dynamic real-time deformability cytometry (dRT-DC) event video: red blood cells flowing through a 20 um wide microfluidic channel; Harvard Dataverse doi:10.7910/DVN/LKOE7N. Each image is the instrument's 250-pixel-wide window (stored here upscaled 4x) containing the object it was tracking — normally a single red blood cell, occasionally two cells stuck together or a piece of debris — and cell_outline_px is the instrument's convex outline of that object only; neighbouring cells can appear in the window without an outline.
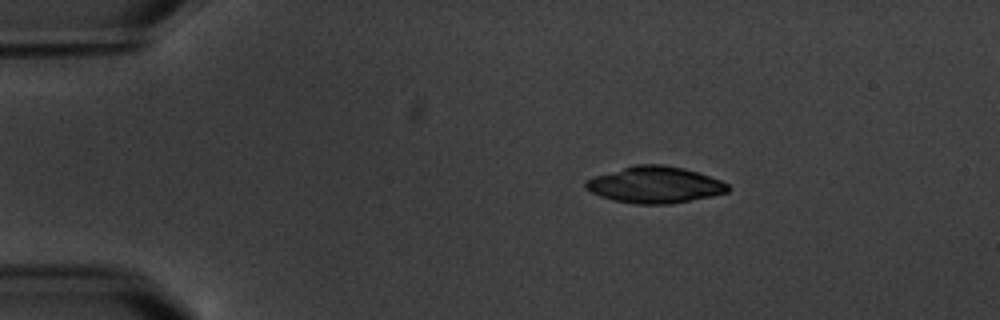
{"species": "common noctule bat (a hibernating species)", "species_latin": "Nyctalus noctula", "temperature_condition": "warm", "stored_images_in_passage": 3, "camera_frame_rate_fps": 3000, "um_per_image_px": 0.085, "animal": {"sex": "male", "body_mass_g": 20.1, "forearm_length_mm": 53.5}, "frame": {"image": 1, "passage_image": 1, "time_ms": 0.0, "image_size_px": [1000, 320], "cell_outline_px": [[732, 188], [728, 192], [712, 196], [672, 204], [636, 204], [612, 200], [600, 196], [584, 188], [584, 180], [592, 176], [636, 164], [664, 164], [684, 168], [720, 180], [728, 184]], "centroid_in_image_um": [55.64, 15.71], "position_along_channel_um": 29.4, "area_um2": 30.52}}